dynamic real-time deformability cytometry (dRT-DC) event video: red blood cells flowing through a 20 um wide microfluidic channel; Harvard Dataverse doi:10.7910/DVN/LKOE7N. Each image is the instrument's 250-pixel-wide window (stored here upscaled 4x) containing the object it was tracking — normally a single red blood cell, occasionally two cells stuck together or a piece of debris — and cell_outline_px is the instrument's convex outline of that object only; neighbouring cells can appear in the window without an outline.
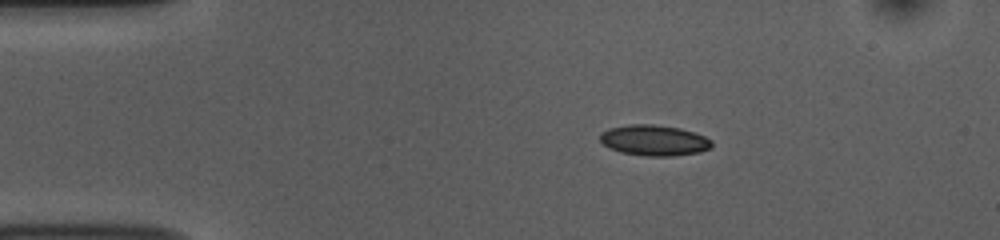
{"species": "common noctule bat (a hibernating species)", "species_latin": "Nyctalus noctula", "temperature_condition": "room temperature", "stored_images_in_passage": 44, "camera_frame_rate_fps": 3000, "um_per_image_px": 0.085, "animal": {"sex": "female", "body_mass_g": 10.0, "forearm_length_mm": 53.1}, "frame": {"image": 1, "passage_image": 1, "time_ms": 0.0, "image_size_px": [1000, 240], "cell_outline_px": [[712, 148], [700, 152], [672, 156], [644, 156], [620, 152], [608, 148], [600, 140], [600, 132], [608, 128], [628, 124], [652, 124], [680, 128], [704, 136], [712, 140]], "centroid_in_image_um": [55.58, 11.93], "position_along_channel_um": 29.4, "area_um2": 20.17}}
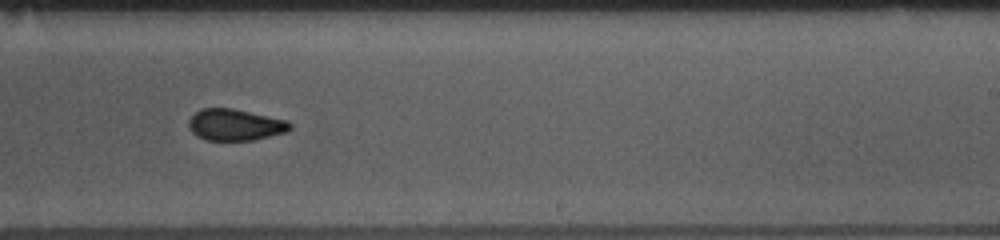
{"frame": {"image": 2, "passage_image": 24, "time_ms": 7.667, "image_size_px": [1000, 240], "cell_outline_px": [[292, 128], [288, 132], [252, 140], [204, 140], [196, 136], [188, 128], [188, 120], [200, 108], [232, 108], [288, 120], [292, 124]], "centroid_in_image_um": [19.99, 10.61], "position_along_channel_um": 269.0, "area_um2": 18.79}}
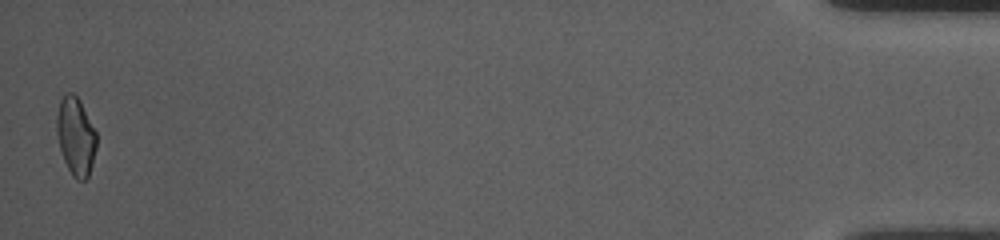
{"frame": {"image": 3, "passage_image": 44, "time_ms": 14.333, "image_size_px": [1000, 240], "cell_outline_px": [[96, 148], [92, 164], [88, 176], [84, 180], [76, 180], [72, 176], [64, 160], [60, 148], [56, 132], [56, 116], [60, 100], [68, 92], [72, 92], [80, 100], [96, 132]], "centroid_in_image_um": [6.43, 11.58], "position_along_channel_um": 428.8, "area_um2": 18.03}, "authors_computed_cell_mechanics": {"area_um2": 19.1896, "velocity_mm_per_s": 3.7731, "shape_relaxation_time_tau1_ms": 5.5122, "shape_relaxation_time_tau2_ms": 1.8668, "deformation_change_tau1": 0.1255, "deformation_change_tau2": 0.0615}}